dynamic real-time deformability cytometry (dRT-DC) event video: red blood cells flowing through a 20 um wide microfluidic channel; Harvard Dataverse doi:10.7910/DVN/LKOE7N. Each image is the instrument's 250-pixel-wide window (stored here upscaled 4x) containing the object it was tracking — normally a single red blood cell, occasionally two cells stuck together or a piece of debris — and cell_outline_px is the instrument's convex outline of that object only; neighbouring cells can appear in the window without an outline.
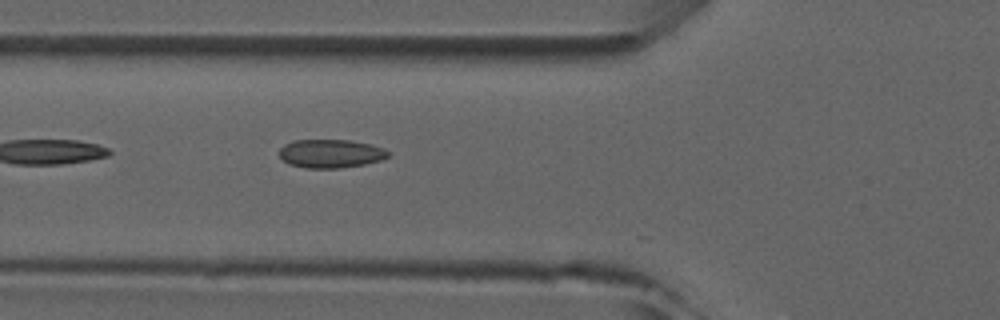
{"species": "common noctule bat (a hibernating species)", "species_latin": "Nyctalus noctula", "temperature_condition": "room temperature", "stored_images_in_passage": 6, "camera_frame_rate_fps": 3000, "um_per_image_px": 0.085, "animal": {"sex": "male", "forearm_length_mm": 52.5}, "frame": {"image": 1, "passage_image": 6, "time_ms": 5.667, "image_size_px": [1000, 320], "cell_outline_px": [[392, 152], [388, 156], [380, 160], [364, 164], [340, 168], [304, 168], [288, 164], [280, 156], [280, 148], [284, 144], [292, 140], [348, 140], [372, 144], [384, 148]], "centroid_in_image_um": [28.12, 13.05], "position_along_channel_um": 97.7, "area_um2": 18.21}}